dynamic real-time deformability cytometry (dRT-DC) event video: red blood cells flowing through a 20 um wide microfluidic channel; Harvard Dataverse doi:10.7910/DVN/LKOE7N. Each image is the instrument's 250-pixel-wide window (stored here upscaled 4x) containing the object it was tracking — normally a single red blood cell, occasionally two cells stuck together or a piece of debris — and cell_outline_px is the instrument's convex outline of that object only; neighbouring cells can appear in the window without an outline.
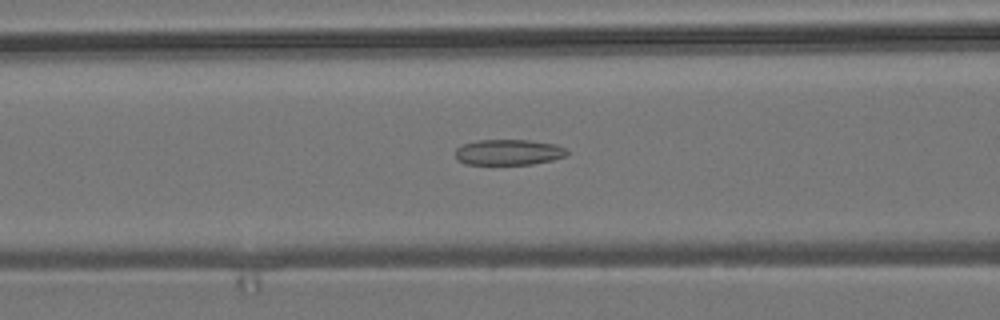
{"species": "common noctule bat (a hibernating species)", "species_latin": "Nyctalus noctula", "temperature_condition": "room temperature", "stored_images_in_passage": 39, "camera_frame_rate_fps": 3000, "um_per_image_px": 0.085, "animal": {"sex": "male", "body_mass_g": 19.2, "forearm_length_mm": 51.8}, "frame": {"image": 1, "passage_image": 18, "time_ms": 5.667, "image_size_px": [1000, 320], "cell_outline_px": [[568, 152], [564, 156], [552, 160], [532, 164], [464, 164], [456, 156], [456, 148], [464, 144], [476, 140], [528, 140], [556, 144], [564, 148]], "centroid_in_image_um": [43.22, 12.93], "position_along_channel_um": 123.4, "area_um2": 16.53}}
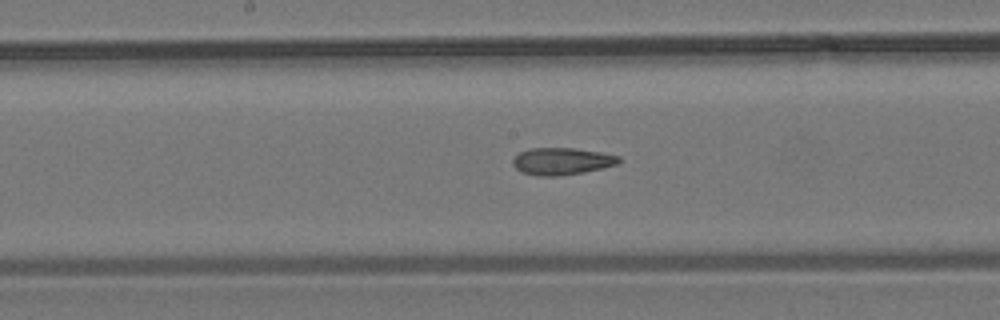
{"frame": {"image": 2, "passage_image": 24, "time_ms": 7.667, "image_size_px": [1000, 320], "cell_outline_px": [[620, 160], [616, 164], [584, 172], [556, 176], [536, 176], [520, 172], [512, 164], [512, 160], [520, 152], [528, 148], [572, 148], [600, 152], [620, 156]], "centroid_in_image_um": [47.7, 13.71], "position_along_channel_um": 200.5, "area_um2": 16.65}}
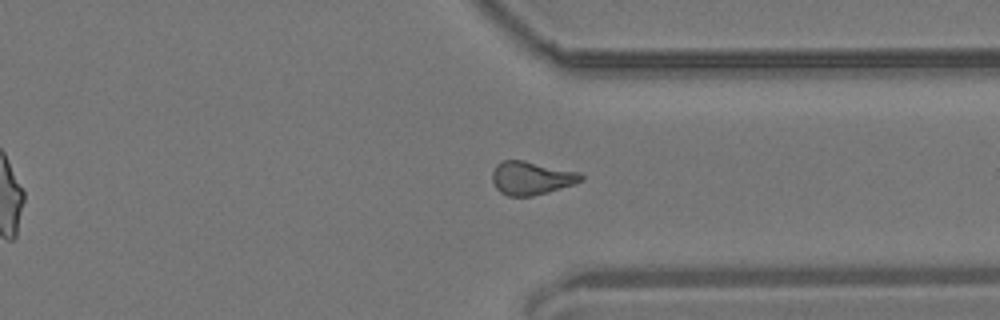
{"frame": {"image": 3, "passage_image": 37, "time_ms": 12.0, "image_size_px": [1000, 320], "cell_outline_px": [[584, 180], [548, 192], [532, 196], [508, 196], [500, 192], [496, 188], [492, 180], [492, 172], [496, 164], [500, 160], [524, 160], [580, 172], [584, 176]], "centroid_in_image_um": [45.15, 15.12], "position_along_channel_um": 366.3, "area_um2": 17.34}}